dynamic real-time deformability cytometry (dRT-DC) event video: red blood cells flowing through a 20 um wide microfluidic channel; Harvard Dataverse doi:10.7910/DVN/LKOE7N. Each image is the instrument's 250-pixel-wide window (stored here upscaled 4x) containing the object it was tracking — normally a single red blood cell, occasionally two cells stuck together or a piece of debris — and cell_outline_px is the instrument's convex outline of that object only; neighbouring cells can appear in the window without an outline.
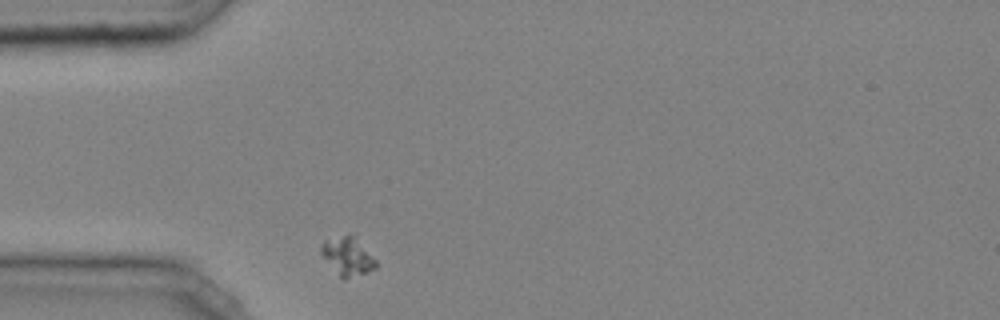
{"species": "common noctule bat (a hibernating species)", "species_latin": "Nyctalus noctula", "temperature_condition": "cold", "stored_images_in_passage": 39, "camera_frame_rate_fps": 3000, "um_per_image_px": 0.085, "animal": {"sex": "male", "body_mass_g": 20.4}, "frame": {"image": 1, "passage_image": 1, "time_ms": 0.0, "image_size_px": [1000, 320], "cell_outline_px": [[376, 268], [344, 280], [340, 276], [320, 252], [320, 244], [324, 240], [344, 236], [356, 236], [376, 260]], "centroid_in_image_um": [29.55, 21.78], "position_along_channel_um": 55.4, "area_um2": 11.85}}
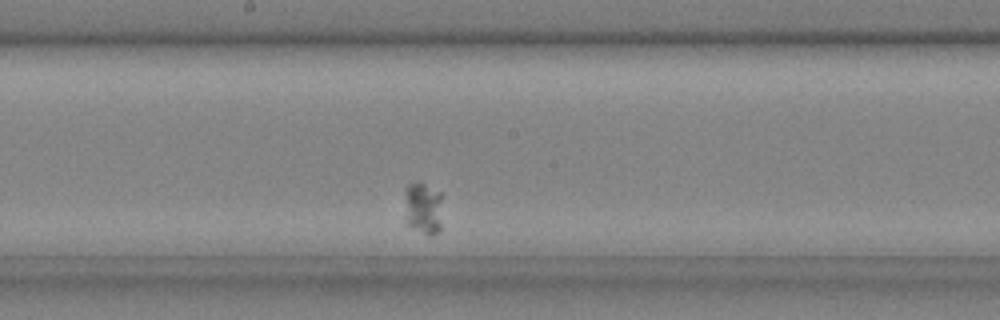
{"frame": {"image": 2, "passage_image": 15, "time_ms": 4.667, "image_size_px": [1000, 320], "cell_outline_px": [[444, 196], [440, 232], [432, 236], [428, 236], [408, 224], [404, 188], [408, 184], [420, 180], [440, 192]], "centroid_in_image_um": [36.04, 17.65], "position_along_channel_um": 212.2, "area_um2": 12.08}}
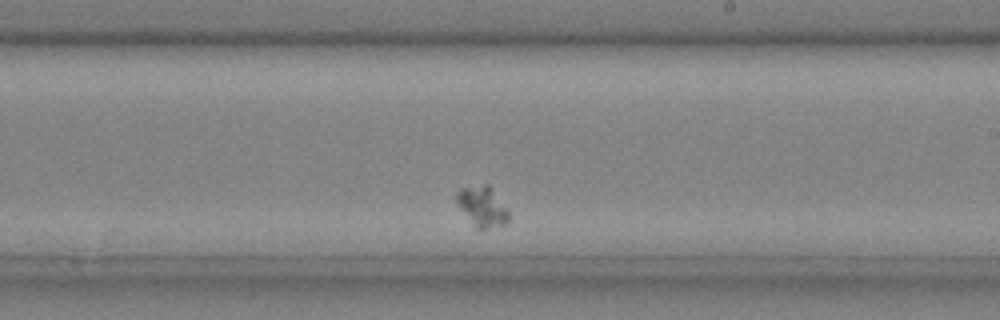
{"frame": {"image": 3, "passage_image": 18, "time_ms": 5.667, "image_size_px": [1000, 320], "cell_outline_px": [[508, 220], [504, 224], [484, 228], [476, 228], [456, 200], [456, 192], [460, 188], [484, 184], [488, 184], [492, 188], [508, 212]], "centroid_in_image_um": [40.98, 17.51], "position_along_channel_um": 248.0, "area_um2": 11.62}}